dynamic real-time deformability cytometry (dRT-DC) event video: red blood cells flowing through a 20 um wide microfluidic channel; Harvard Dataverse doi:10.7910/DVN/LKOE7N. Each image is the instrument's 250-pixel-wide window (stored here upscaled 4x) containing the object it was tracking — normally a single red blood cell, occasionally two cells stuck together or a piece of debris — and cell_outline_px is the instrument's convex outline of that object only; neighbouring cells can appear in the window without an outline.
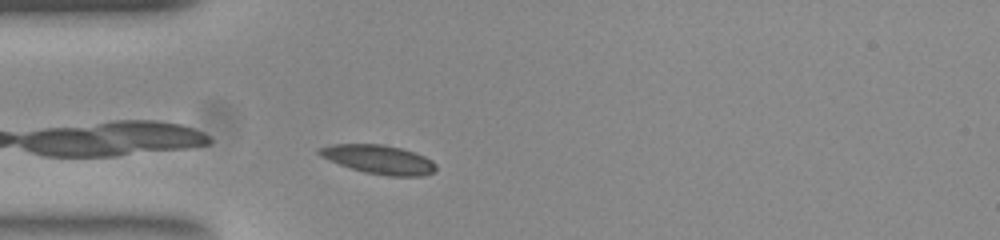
{"species": "common noctule bat (a hibernating species)", "species_latin": "Nyctalus noctula", "temperature_condition": "room temperature", "stored_images_in_passage": 31, "camera_frame_rate_fps": 3000, "um_per_image_px": 0.085, "animal": {"sex": "female", "body_mass_g": 23.0, "forearm_length_mm": 53.4}, "frame": {"image": 1, "passage_image": 1, "time_ms": 0.0, "image_size_px": [1000, 240], "cell_outline_px": [[436, 168], [432, 172], [420, 176], [388, 176], [364, 172], [340, 164], [320, 156], [316, 152], [316, 148], [332, 144], [384, 144], [416, 152], [432, 160], [436, 164]], "centroid_in_image_um": [32.18, 13.54], "position_along_channel_um": 52.8, "area_um2": 19.65}, "authors_computed_cell_mechanics": {"area_um2": 18.8428, "velocity_mm_per_s": 3.7968, "shape_relaxation_time_tau1_ms": 3.8144, "shape_relaxation_time_tau2_ms": null, "deformation_change_tau1": 0.0809, "deformation_change_tau2": null}}